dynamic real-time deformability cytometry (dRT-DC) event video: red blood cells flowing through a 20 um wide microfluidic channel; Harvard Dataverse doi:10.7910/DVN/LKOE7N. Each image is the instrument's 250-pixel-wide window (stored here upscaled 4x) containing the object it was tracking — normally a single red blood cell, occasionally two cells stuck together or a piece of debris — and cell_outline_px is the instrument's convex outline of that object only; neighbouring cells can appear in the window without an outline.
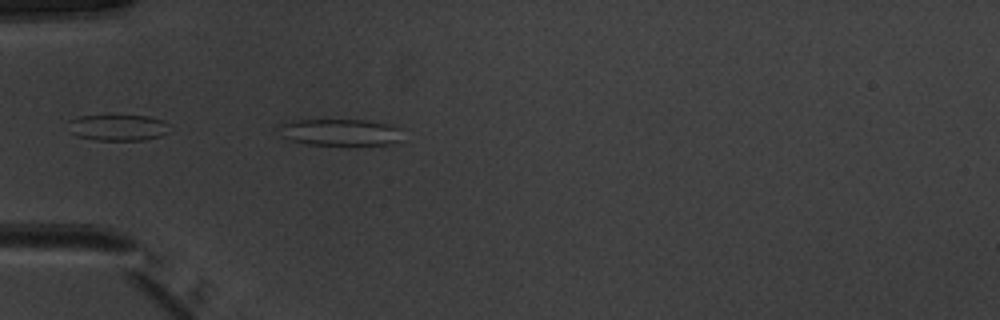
{"species": "common noctule bat (a hibernating species)", "species_latin": "Nyctalus noctula", "temperature_condition": "warm", "stored_images_in_passage": 41, "camera_frame_rate_fps": 3000, "um_per_image_px": 0.085, "animal": {"sex": "male", "body_mass_g": 20.1, "forearm_length_mm": 53.5}, "frame": {"image": 1, "passage_image": 9, "time_ms": 2.667, "image_size_px": [1000, 320], "cell_outline_px": [[400, 144], [308, 144], [292, 140], [284, 136], [276, 128], [280, 124], [300, 120], [364, 120], [388, 124], [400, 128]], "centroid_in_image_um": [28.95, 11.24], "position_along_channel_um": 56.1, "area_um2": 18.9}}
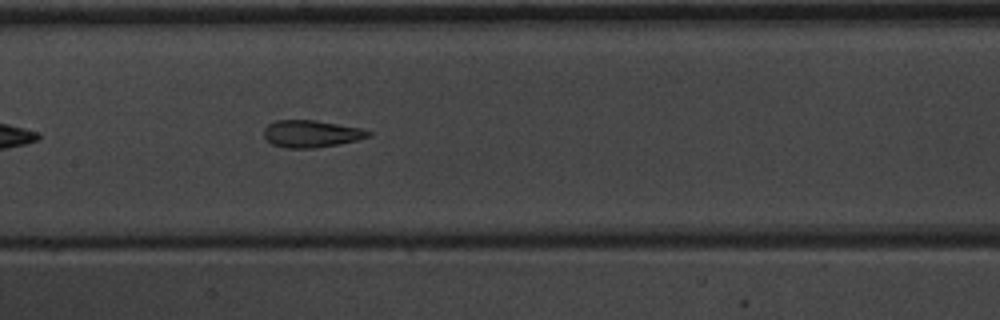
{"frame": {"image": 2, "passage_image": 19, "time_ms": 6.0, "image_size_px": [1000, 320], "cell_outline_px": [[372, 136], [340, 144], [316, 148], [284, 148], [272, 144], [264, 136], [264, 128], [268, 124], [276, 120], [316, 120], [360, 128], [372, 132]], "centroid_in_image_um": [26.46, 11.37], "position_along_channel_um": 180.9, "area_um2": 16.59}}
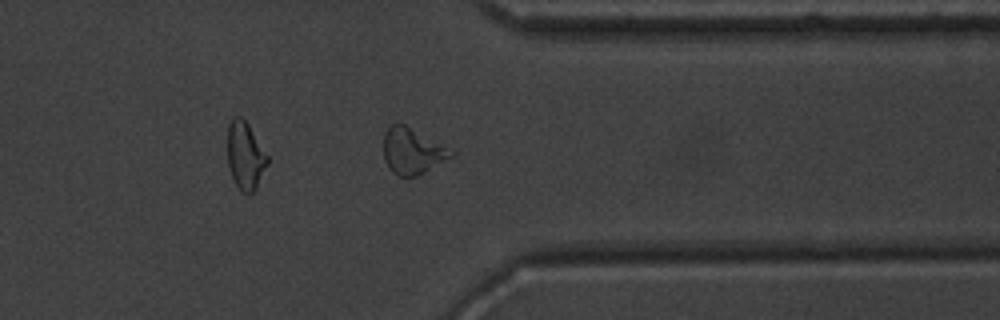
{"frame": {"image": 3, "passage_image": 34, "time_ms": 11.0, "image_size_px": [1000, 320], "cell_outline_px": [[456, 152], [452, 156], [416, 176], [400, 176], [392, 172], [384, 160], [384, 132], [396, 120], [404, 124]], "centroid_in_image_um": [35.0, 12.82], "position_along_channel_um": 376.4, "area_um2": 17.8}, "authors_computed_cell_mechanics": {"area_um2": 17.34, "velocity_mm_per_s": 3.9626, "shape_relaxation_time_tau1_ms": null, "shape_relaxation_time_tau2_ms": 1.2552, "deformation_change_tau1": null, "deformation_change_tau2": 0.0885}}